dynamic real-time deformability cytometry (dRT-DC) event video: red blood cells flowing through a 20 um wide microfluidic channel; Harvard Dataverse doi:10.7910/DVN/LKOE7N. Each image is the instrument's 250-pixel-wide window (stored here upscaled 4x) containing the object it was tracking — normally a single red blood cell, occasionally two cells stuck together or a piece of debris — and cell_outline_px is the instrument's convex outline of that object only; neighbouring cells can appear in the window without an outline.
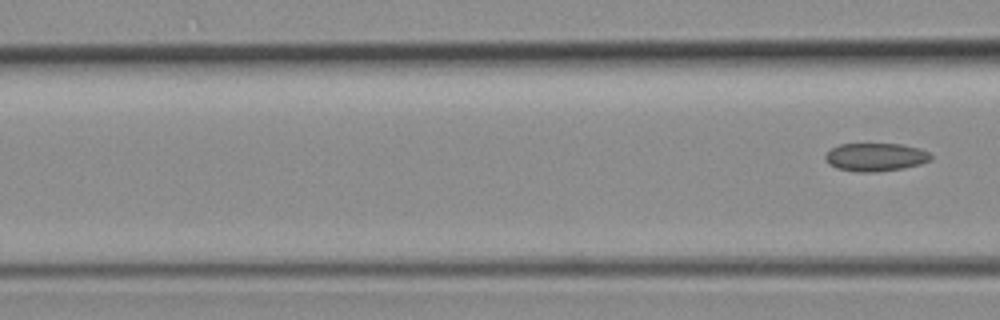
{"species": "common noctule bat (a hibernating species)", "species_latin": "Nyctalus noctula", "temperature_condition": "room temperature", "stored_images_in_passage": 4, "camera_frame_rate_fps": 3000, "um_per_image_px": 0.085, "animal": {"sex": "female", "body_mass_g": 19.3, "forearm_length_mm": 54.1}, "frame": {"image": 1, "passage_image": 4, "time_ms": 3.333, "image_size_px": [1000, 320], "cell_outline_px": [[932, 160], [920, 164], [904, 168], [876, 172], [856, 172], [836, 168], [828, 164], [824, 156], [832, 148], [840, 144], [900, 144], [920, 148], [928, 152], [932, 156]], "centroid_in_image_um": [74.43, 13.36], "position_along_channel_um": 92.2, "area_um2": 17.4}}